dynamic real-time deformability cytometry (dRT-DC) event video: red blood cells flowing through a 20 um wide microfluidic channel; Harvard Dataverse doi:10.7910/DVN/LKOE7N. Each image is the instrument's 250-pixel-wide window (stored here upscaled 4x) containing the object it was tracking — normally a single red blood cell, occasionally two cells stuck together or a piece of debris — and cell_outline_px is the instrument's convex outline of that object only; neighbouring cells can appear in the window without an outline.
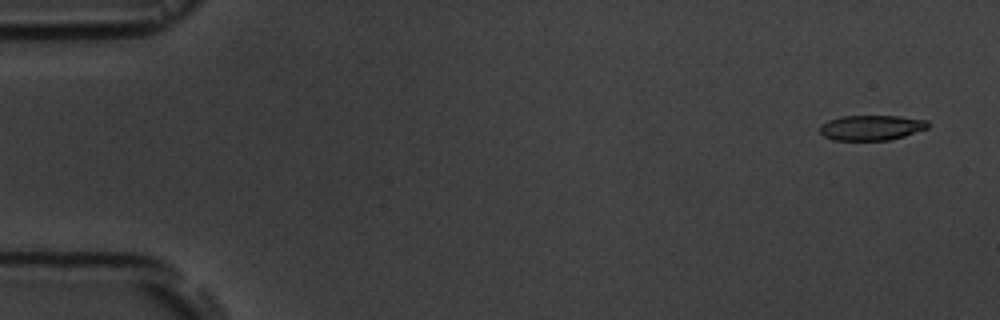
{"species": "common noctule bat (a hibernating species)", "species_latin": "Nyctalus noctula", "temperature_condition": "room temperature", "stored_images_in_passage": 5, "camera_frame_rate_fps": 3000, "um_per_image_px": 0.085, "animal": {"sex": "male", "body_mass_g": 19.5, "forearm_length_mm": 54.6}, "frame": {"image": 1, "passage_image": 1, "time_ms": 0.0, "image_size_px": [1000, 320], "cell_outline_px": [[928, 128], [904, 136], [888, 140], [832, 140], [824, 136], [820, 132], [820, 124], [828, 120], [844, 116], [900, 116], [928, 120]], "centroid_in_image_um": [74.06, 10.85], "position_along_channel_um": 10.9, "area_um2": 15.84}}
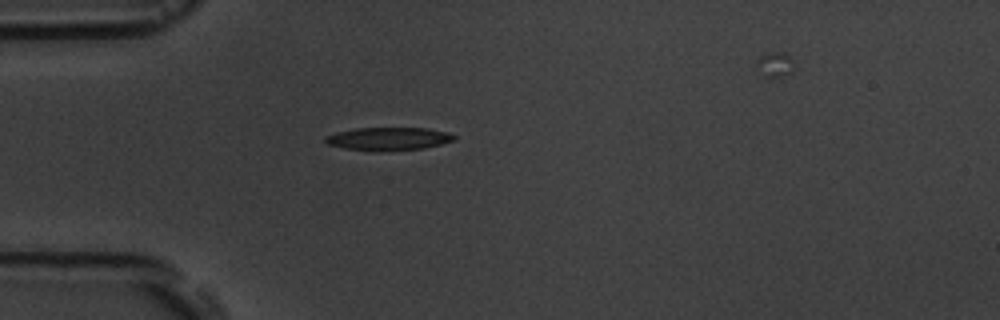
{"frame": {"image": 2, "passage_image": 5, "time_ms": 4.333, "image_size_px": [1000, 320], "cell_outline_px": [[456, 140], [424, 148], [380, 152], [344, 148], [328, 144], [324, 140], [324, 136], [336, 132], [356, 128], [428, 128], [448, 132], [456, 136]], "centroid_in_image_um": [33.02, 11.8], "position_along_channel_um": 52.0, "area_um2": 17.46}}